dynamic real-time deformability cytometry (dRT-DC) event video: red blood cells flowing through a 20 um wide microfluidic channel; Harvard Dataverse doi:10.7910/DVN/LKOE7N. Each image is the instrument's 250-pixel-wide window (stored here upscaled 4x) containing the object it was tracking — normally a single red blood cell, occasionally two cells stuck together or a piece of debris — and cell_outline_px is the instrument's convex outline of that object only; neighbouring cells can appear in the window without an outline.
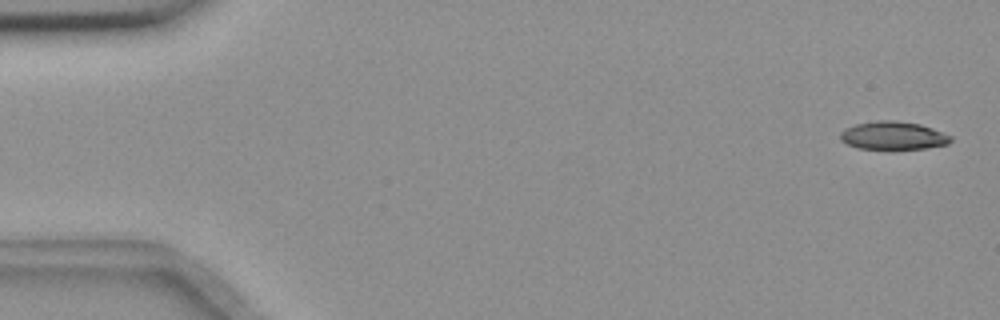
{"species": "common noctule bat (a hibernating species)", "species_latin": "Nyctalus noctula", "temperature_condition": "room temperature", "stored_images_in_passage": 55, "camera_frame_rate_fps": 3000, "um_per_image_px": 0.085, "animal": {"sex": "female", "body_mass_g": 18.4}, "frame": {"image": 1, "passage_image": 2, "time_ms": 0.333, "image_size_px": [1000, 320], "cell_outline_px": [[952, 140], [948, 144], [928, 148], [856, 148], [840, 140], [840, 132], [844, 128], [856, 124], [876, 120], [896, 120], [920, 124], [932, 128], [952, 136]], "centroid_in_image_um": [75.91, 11.51], "position_along_channel_um": 9.1, "area_um2": 18.03}}
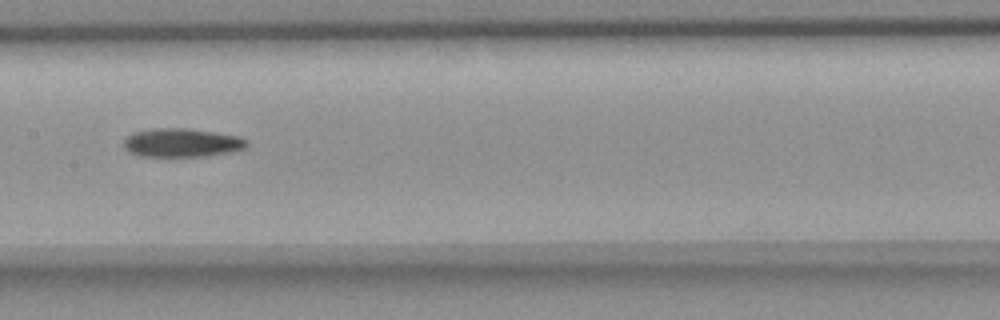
{"frame": {"image": 2, "passage_image": 28, "time_ms": 9.0, "image_size_px": [1000, 320], "cell_outline_px": [[248, 144], [244, 148], [232, 152], [208, 156], [140, 156], [128, 152], [124, 148], [124, 140], [132, 132], [152, 128], [188, 128], [240, 136], [248, 140]], "centroid_in_image_um": [15.46, 12.13], "position_along_channel_um": 191.9, "area_um2": 20.75}}
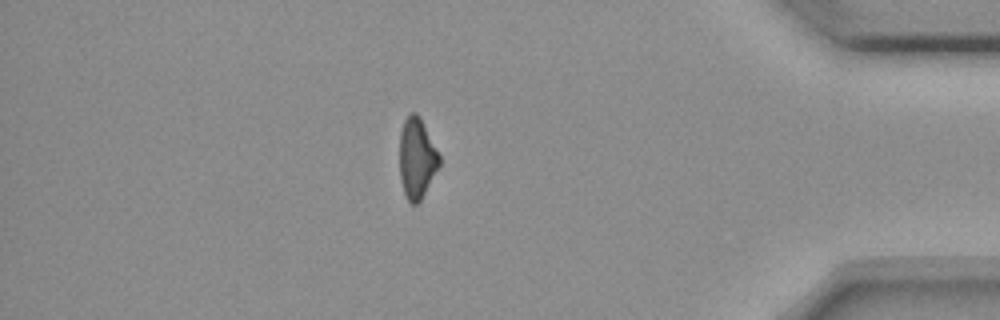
{"frame": {"image": 3, "passage_image": 48, "time_ms": 15.667, "image_size_px": [1000, 320], "cell_outline_px": [[440, 164], [420, 200], [416, 204], [412, 204], [408, 200], [404, 192], [400, 180], [400, 132], [404, 120], [408, 112], [416, 112], [420, 116], [440, 156]], "centroid_in_image_um": [35.41, 13.4], "position_along_channel_um": 399.8, "area_um2": 18.5}}